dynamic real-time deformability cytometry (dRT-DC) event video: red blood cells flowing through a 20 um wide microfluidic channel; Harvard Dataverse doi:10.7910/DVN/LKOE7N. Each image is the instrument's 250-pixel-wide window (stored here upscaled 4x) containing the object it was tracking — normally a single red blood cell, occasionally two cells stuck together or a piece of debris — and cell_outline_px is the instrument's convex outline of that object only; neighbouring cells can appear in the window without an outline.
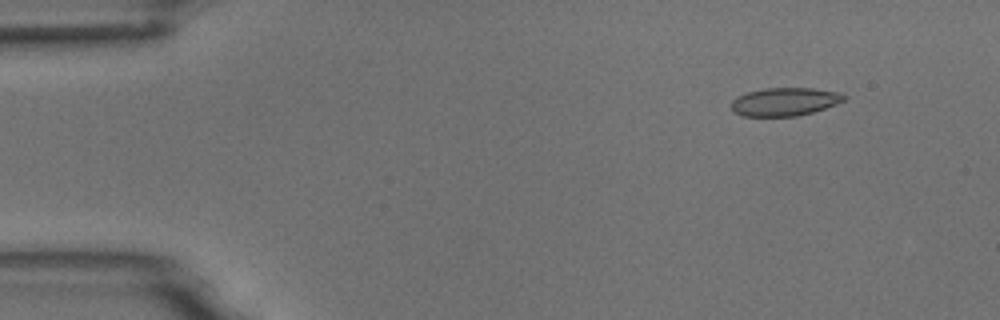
{"species": "common noctule bat (a hibernating species)", "species_latin": "Nyctalus noctula", "temperature_condition": "room temperature", "stored_images_in_passage": 4, "camera_frame_rate_fps": 3000, "um_per_image_px": 0.085, "animal": {"sex": "male", "body_mass_g": 18.8}, "frame": {"image": 1, "passage_image": 1, "time_ms": 0.0, "image_size_px": [1000, 320], "cell_outline_px": [[848, 96], [844, 100], [836, 104], [812, 112], [796, 116], [740, 116], [732, 112], [732, 100], [736, 96], [748, 92], [764, 88], [812, 88], [840, 92]], "centroid_in_image_um": [66.68, 8.64], "position_along_channel_um": 18.3, "area_um2": 18.61}}
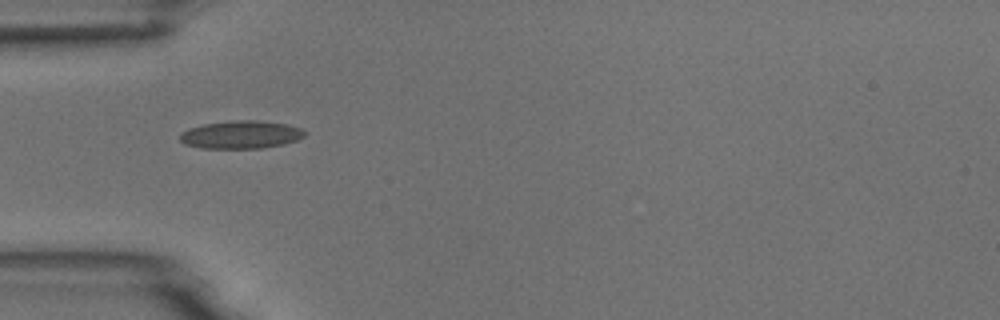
{"frame": {"image": 2, "passage_image": 4, "time_ms": 3.667, "image_size_px": [1000, 320], "cell_outline_px": [[308, 132], [304, 136], [296, 140], [284, 144], [260, 148], [200, 148], [184, 144], [180, 140], [180, 132], [188, 128], [204, 124], [236, 120], [256, 120], [288, 124], [300, 128]], "centroid_in_image_um": [20.47, 11.44], "position_along_channel_um": 64.5, "area_um2": 20.35}}